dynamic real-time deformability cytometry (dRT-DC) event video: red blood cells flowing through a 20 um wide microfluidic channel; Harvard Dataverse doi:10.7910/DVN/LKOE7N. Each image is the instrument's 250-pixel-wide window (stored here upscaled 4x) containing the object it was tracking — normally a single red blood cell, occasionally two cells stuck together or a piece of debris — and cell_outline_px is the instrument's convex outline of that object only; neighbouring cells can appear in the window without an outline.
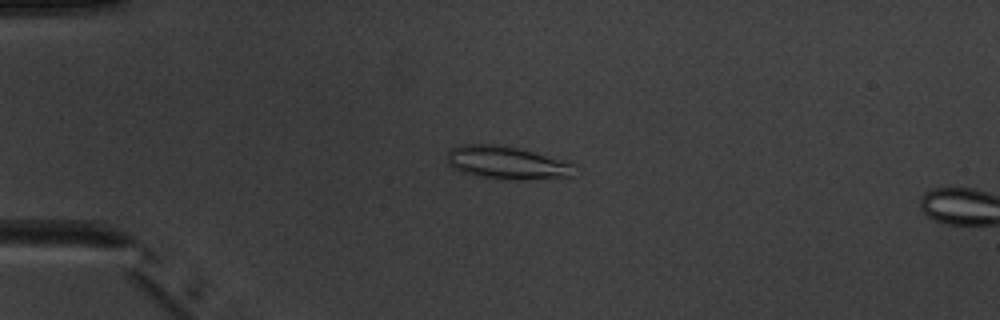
{"species": "common noctule bat (a hibernating species)", "species_latin": "Nyctalus noctula", "temperature_condition": "warm", "stored_images_in_passage": 5, "camera_frame_rate_fps": 3000, "um_per_image_px": 0.085, "animal": {"sex": "male", "body_mass_g": 20.1, "forearm_length_mm": 53.5}, "frame": {"image": 1, "passage_image": 4, "time_ms": 3.667, "image_size_px": [1000, 320], "cell_outline_px": [[576, 164], [572, 176], [516, 180], [508, 180], [480, 176], [460, 172], [448, 164], [448, 152], [452, 148], [464, 144], [504, 144], [564, 160]], "centroid_in_image_um": [43.09, 13.82], "position_along_channel_um": 41.9, "area_um2": 24.51}}